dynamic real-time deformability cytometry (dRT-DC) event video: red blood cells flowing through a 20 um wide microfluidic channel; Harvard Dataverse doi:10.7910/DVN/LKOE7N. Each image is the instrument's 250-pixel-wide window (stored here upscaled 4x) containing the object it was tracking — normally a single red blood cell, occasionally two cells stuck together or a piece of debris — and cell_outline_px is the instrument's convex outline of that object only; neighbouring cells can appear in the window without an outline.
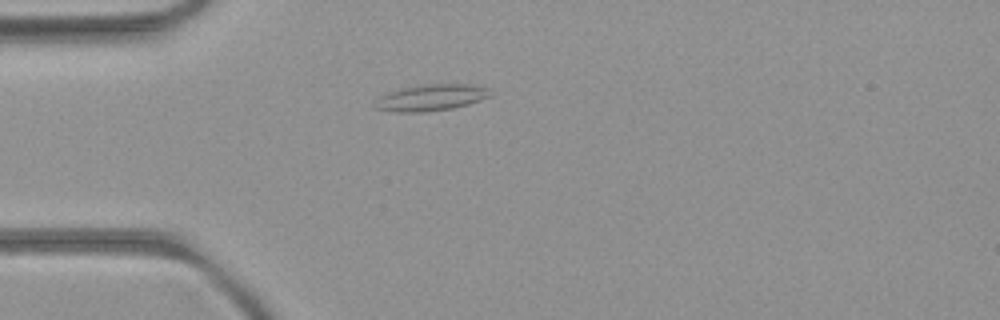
{"species": "common noctule bat (a hibernating species)", "species_latin": "Nyctalus noctula", "temperature_condition": "room temperature", "stored_images_in_passage": 35, "camera_frame_rate_fps": 3000, "um_per_image_px": 0.085, "animal": {"sex": "female", "body_mass_g": 21.9}, "frame": {"image": 1, "passage_image": 2, "time_ms": 0.333, "image_size_px": [1000, 320], "cell_outline_px": [[488, 96], [480, 100], [468, 104], [452, 108], [424, 112], [396, 112], [376, 108], [372, 104], [380, 96], [388, 92], [420, 84], [468, 84], [484, 88]], "centroid_in_image_um": [36.53, 8.3], "position_along_channel_um": 48.5, "area_um2": 17.34}}
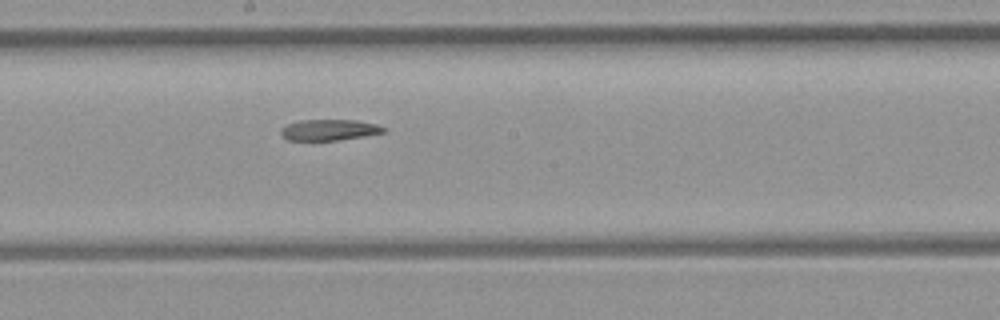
{"frame": {"image": 2, "passage_image": 16, "time_ms": 5.0, "image_size_px": [1000, 320], "cell_outline_px": [[384, 132], [364, 136], [336, 140], [288, 140], [280, 136], [280, 128], [288, 124], [300, 120], [356, 120], [376, 124], [384, 128]], "centroid_in_image_um": [27.92, 11.04], "position_along_channel_um": 220.3, "area_um2": 12.48}}
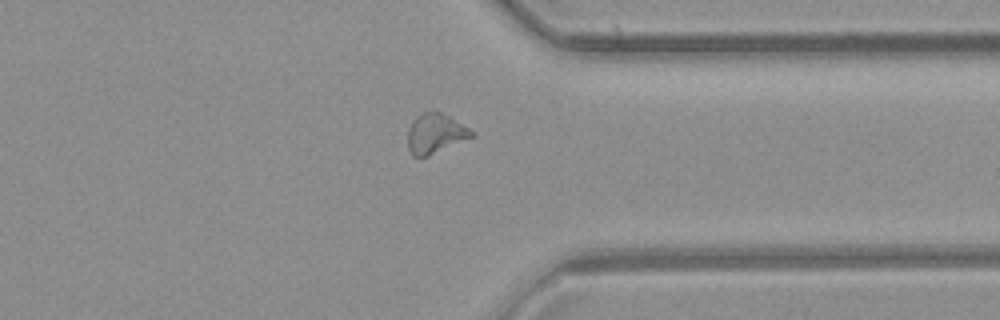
{"frame": {"image": 3, "passage_image": 28, "time_ms": 9.0, "image_size_px": [1000, 320], "cell_outline_px": [[476, 136], [428, 156], [412, 156], [408, 148], [408, 128], [412, 120], [416, 116], [424, 112], [440, 112], [448, 116], [468, 128]], "centroid_in_image_um": [36.98, 11.36], "position_along_channel_um": 374.4, "area_um2": 14.68}}